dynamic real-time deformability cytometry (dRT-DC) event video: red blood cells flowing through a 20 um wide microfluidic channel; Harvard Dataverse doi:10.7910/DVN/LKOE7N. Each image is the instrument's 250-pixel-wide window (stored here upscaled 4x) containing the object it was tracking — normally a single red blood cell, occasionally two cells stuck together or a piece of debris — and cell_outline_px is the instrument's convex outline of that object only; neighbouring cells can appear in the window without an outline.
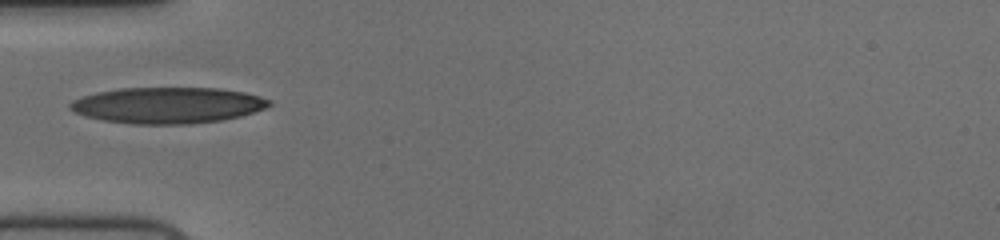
{"species": "human", "species_latin": "Homo sapiens", "temperature_condition": "cold", "stored_images_in_passage": 38, "camera_frame_rate_fps": 3000, "um_per_image_px": 0.085, "donor": {"sex": "female"}, "frame": {"image": 1, "passage_image": 1, "time_ms": 0.0, "image_size_px": [1000, 240], "cell_outline_px": [[272, 104], [264, 108], [240, 116], [220, 120], [188, 124], [132, 124], [104, 120], [84, 116], [68, 108], [68, 104], [72, 100], [96, 92], [120, 88], [220, 88], [244, 92], [260, 96], [272, 100]], "centroid_in_image_um": [14.24, 8.94], "position_along_channel_um": 70.8, "area_um2": 41.91}}
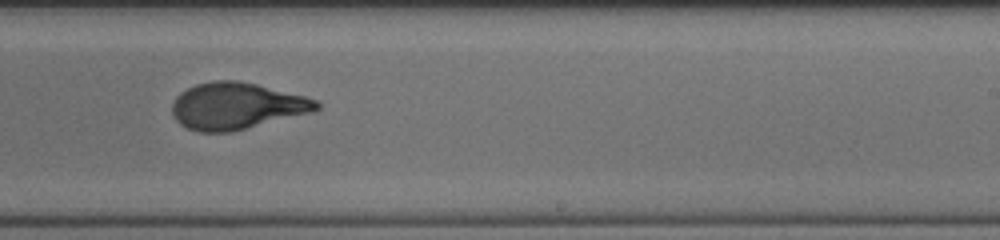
{"frame": {"image": 2, "passage_image": 17, "time_ms": 5.333, "image_size_px": [1000, 240], "cell_outline_px": [[320, 108], [312, 112], [232, 132], [200, 132], [188, 128], [180, 124], [172, 116], [172, 104], [176, 96], [180, 92], [196, 84], [212, 80], [236, 80], [256, 84], [304, 96], [316, 100], [320, 104]], "centroid_in_image_um": [20.08, 9.01], "position_along_channel_um": 268.9, "area_um2": 39.25}}
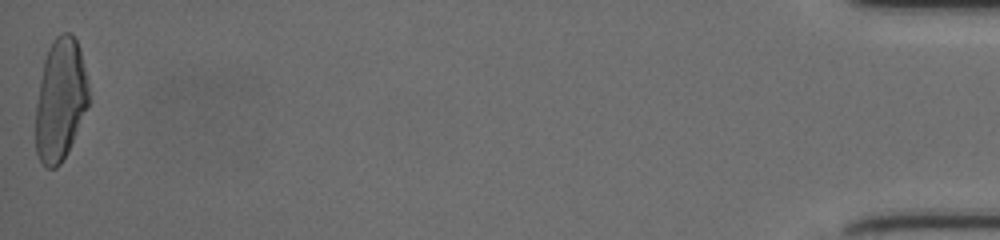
{"frame": {"image": 3, "passage_image": 38, "time_ms": 12.333, "image_size_px": [1000, 240], "cell_outline_px": [[88, 104], [72, 140], [60, 164], [56, 168], [44, 168], [36, 152], [36, 104], [40, 80], [44, 60], [48, 48], [52, 40], [56, 36], [64, 32], [72, 32], [80, 48], [88, 88]], "centroid_in_image_um": [5.11, 8.45], "position_along_channel_um": 430.1, "area_um2": 37.22}, "authors_computed_cell_mechanics": {"area_um2": 38.9572, "velocity_mm_per_s": 3.736, "shape_relaxation_time_tau1_ms": 4.2751, "shape_relaxation_time_tau2_ms": 1.0613, "deformation_change_tau1": 0.2093, "deformation_change_tau2": 0.0669}}